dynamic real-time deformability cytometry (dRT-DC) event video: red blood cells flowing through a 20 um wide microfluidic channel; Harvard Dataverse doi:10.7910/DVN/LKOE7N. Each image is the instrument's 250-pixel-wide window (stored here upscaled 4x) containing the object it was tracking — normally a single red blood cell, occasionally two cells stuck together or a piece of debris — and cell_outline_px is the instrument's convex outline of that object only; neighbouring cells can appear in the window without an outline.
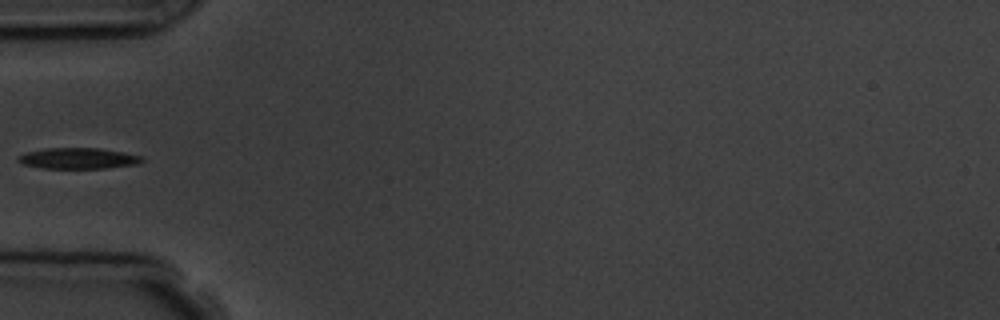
{"species": "common noctule bat (a hibernating species)", "species_latin": "Nyctalus noctula", "temperature_condition": "room temperature", "stored_images_in_passage": 6, "camera_frame_rate_fps": 3000, "um_per_image_px": 0.085, "animal": {"sex": "male", "body_mass_g": 19.5, "forearm_length_mm": 54.6}, "frame": {"image": 1, "passage_image": 4, "time_ms": 3.667, "image_size_px": [1000, 320], "cell_outline_px": [[144, 160], [136, 164], [104, 168], [40, 168], [24, 164], [16, 160], [16, 156], [24, 152], [44, 148], [100, 148], [144, 156]], "centroid_in_image_um": [6.59, 13.45], "position_along_channel_um": 78.4, "area_um2": 15.2}}